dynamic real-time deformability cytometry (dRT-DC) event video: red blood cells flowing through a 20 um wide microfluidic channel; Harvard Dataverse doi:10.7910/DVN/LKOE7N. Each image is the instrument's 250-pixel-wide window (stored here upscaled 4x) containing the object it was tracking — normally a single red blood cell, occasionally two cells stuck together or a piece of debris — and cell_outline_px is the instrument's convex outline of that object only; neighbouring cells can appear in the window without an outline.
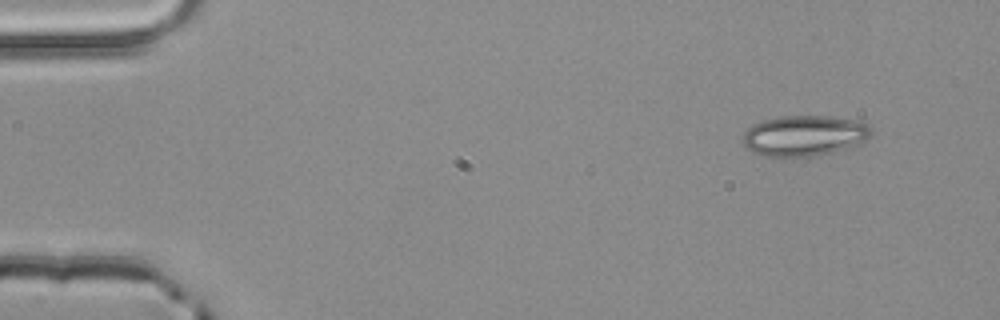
{"species": "common noctule bat (a hibernating species)", "species_latin": "Nyctalus noctula", "temperature_condition": "room temperature", "stored_images_in_passage": 3, "camera_frame_rate_fps": 3000, "um_per_image_px": 0.085, "animal": {"sex": "male", "body_mass_g": 20.4}, "frame": {"image": 1, "passage_image": 1, "time_ms": 0.0, "image_size_px": [1000, 320], "cell_outline_px": [[872, 136], [860, 144], [848, 148], [816, 156], [764, 156], [752, 152], [744, 144], [744, 132], [752, 124], [764, 120], [780, 116], [832, 116], [856, 120], [868, 124], [872, 128]], "centroid_in_image_um": [68.42, 11.52], "position_along_channel_um": 16.6, "area_um2": 30.58}}